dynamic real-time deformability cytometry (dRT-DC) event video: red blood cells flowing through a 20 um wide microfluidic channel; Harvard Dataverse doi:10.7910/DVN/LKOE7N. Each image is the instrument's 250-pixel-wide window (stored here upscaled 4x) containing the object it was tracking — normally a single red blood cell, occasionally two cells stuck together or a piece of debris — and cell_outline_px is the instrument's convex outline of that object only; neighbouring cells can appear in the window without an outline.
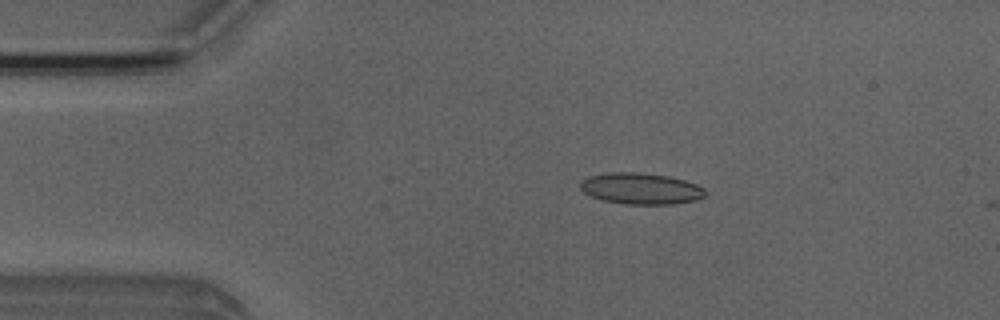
{"species": "Egyptian fruit bat (a non-hibernating species)", "species_latin": "Rousettus aegyptiacus", "temperature_condition": "room temperature", "stored_images_in_passage": 4, "camera_frame_rate_fps": 3000, "um_per_image_px": 0.085, "animal": {"sex": "male"}, "frame": {"image": 1, "passage_image": 3, "time_ms": 2.333, "image_size_px": [1000, 320], "cell_outline_px": [[708, 192], [704, 196], [696, 200], [672, 204], [628, 204], [600, 200], [584, 192], [580, 188], [580, 180], [588, 176], [608, 172], [640, 172], [668, 176], [684, 180], [696, 184], [704, 188]], "centroid_in_image_um": [54.46, 16.02], "position_along_channel_um": 30.5, "area_um2": 22.95}}